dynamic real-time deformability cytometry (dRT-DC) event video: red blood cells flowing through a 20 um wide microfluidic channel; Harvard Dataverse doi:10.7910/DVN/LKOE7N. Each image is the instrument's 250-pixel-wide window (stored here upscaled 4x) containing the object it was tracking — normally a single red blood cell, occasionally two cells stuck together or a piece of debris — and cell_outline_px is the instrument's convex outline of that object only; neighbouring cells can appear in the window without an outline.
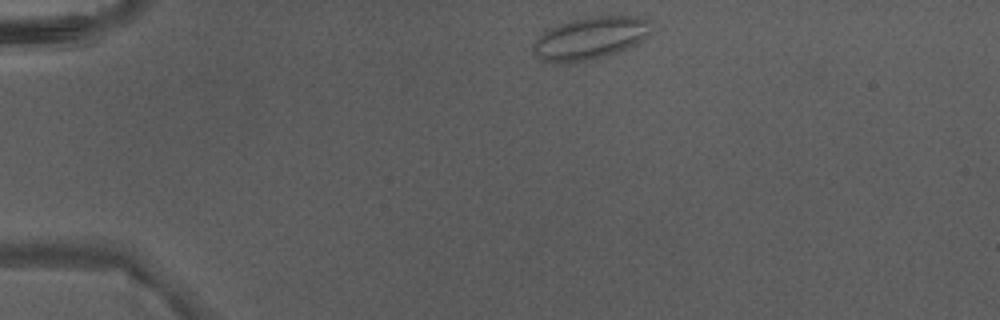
{"species": "Egyptian fruit bat (a non-hibernating species)", "species_latin": "Rousettus aegyptiacus", "temperature_condition": "warm", "stored_images_in_passage": 3, "camera_frame_rate_fps": 3000, "um_per_image_px": 0.085, "animal": {"sex": "male"}, "frame": {"image": 1, "passage_image": 1, "time_ms": 0.0, "image_size_px": [1000, 320], "cell_outline_px": [[652, 20], [648, 32], [644, 40], [628, 48], [604, 56], [588, 60], [560, 64], [540, 60], [532, 52], [532, 44], [548, 28], [572, 20], [592, 16], [636, 16]], "centroid_in_image_um": [50.14, 3.25], "position_along_channel_um": 34.9, "area_um2": 29.25}}
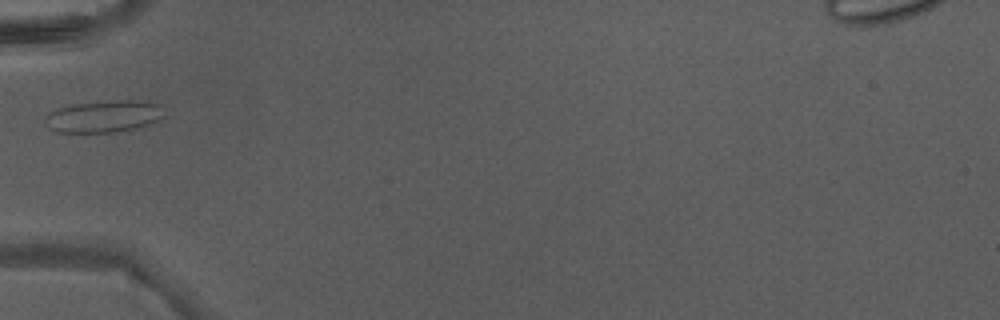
{"frame": {"image": 2, "passage_image": 3, "time_ms": 0.667, "image_size_px": [1000, 320], "cell_outline_px": [[164, 116], [148, 124], [132, 128], [112, 132], [56, 132], [48, 128], [44, 124], [44, 116], [48, 112], [72, 104], [120, 100], [144, 100], [160, 104]], "centroid_in_image_um": [8.77, 9.88], "position_along_channel_um": 76.2, "area_um2": 22.08}}